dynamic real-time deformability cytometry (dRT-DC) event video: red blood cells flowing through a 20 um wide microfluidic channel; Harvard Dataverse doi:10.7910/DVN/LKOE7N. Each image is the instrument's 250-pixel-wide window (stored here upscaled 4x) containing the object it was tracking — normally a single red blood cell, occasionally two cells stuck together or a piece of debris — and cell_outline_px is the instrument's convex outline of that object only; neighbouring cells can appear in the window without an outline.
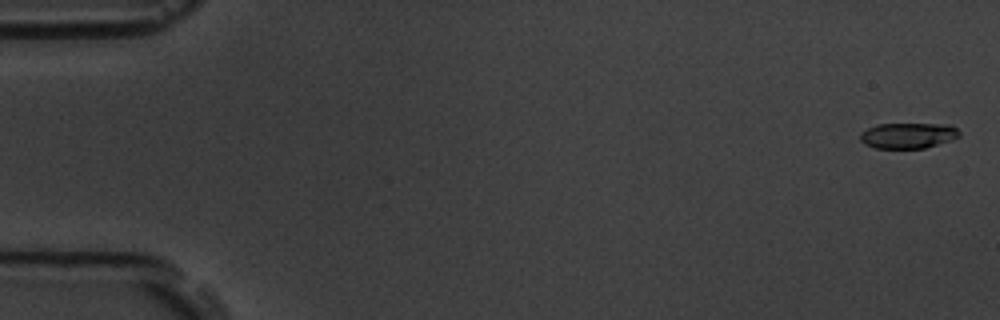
{"species": "common noctule bat (a hibernating species)", "species_latin": "Nyctalus noctula", "temperature_condition": "room temperature", "stored_images_in_passage": 55, "camera_frame_rate_fps": 3000, "um_per_image_px": 0.085, "animal": {"sex": "male", "body_mass_g": 19.5, "forearm_length_mm": 54.6}, "frame": {"image": 1, "passage_image": 2, "time_ms": 0.333, "image_size_px": [1000, 320], "cell_outline_px": [[960, 136], [952, 140], [924, 148], [876, 148], [864, 144], [860, 140], [860, 132], [868, 128], [880, 124], [952, 124], [960, 132]], "centroid_in_image_um": [77.2, 11.52], "position_along_channel_um": 7.8, "area_um2": 14.85}}
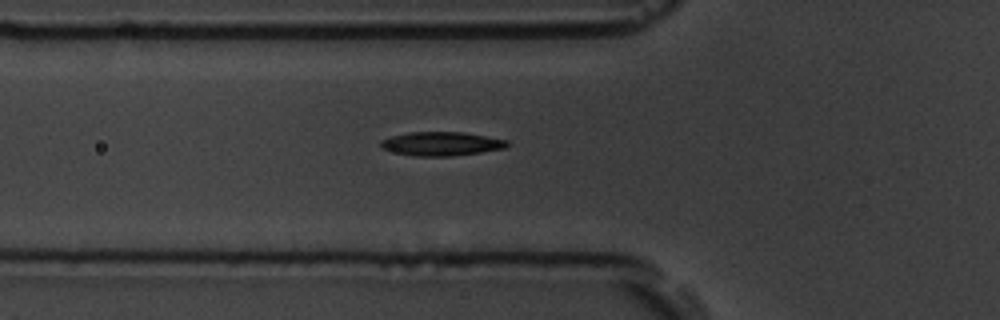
{"frame": {"image": 2, "passage_image": 20, "time_ms": 6.333, "image_size_px": [1000, 320], "cell_outline_px": [[508, 144], [504, 148], [480, 152], [452, 156], [416, 156], [396, 152], [384, 148], [380, 144], [380, 140], [392, 136], [408, 132], [464, 132], [508, 140]], "centroid_in_image_um": [37.53, 12.21], "position_along_channel_um": 88.3, "area_um2": 17.34}}
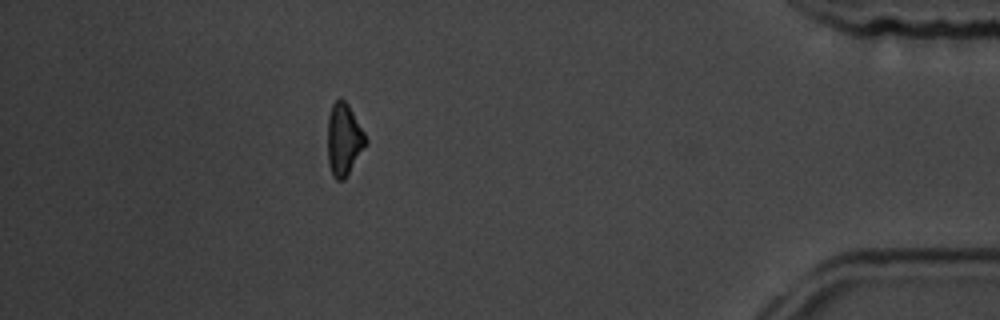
{"frame": {"image": 3, "passage_image": 49, "time_ms": 16.0, "image_size_px": [1000, 320], "cell_outline_px": [[368, 144], [344, 180], [336, 180], [332, 176], [328, 164], [328, 116], [332, 104], [340, 96], [348, 104], [364, 132], [368, 140]], "centroid_in_image_um": [29.24, 11.87], "position_along_channel_um": 406.0, "area_um2": 16.24}, "authors_computed_cell_mechanics": {"area_um2": 16.5886, "velocity_mm_per_s": 3.7923, "shape_relaxation_time_tau1_ms": 2.7964, "shape_relaxation_time_tau2_ms": 7.6862, "deformation_change_tau1": 0.1072, "deformation_change_tau2": 0.1634}}